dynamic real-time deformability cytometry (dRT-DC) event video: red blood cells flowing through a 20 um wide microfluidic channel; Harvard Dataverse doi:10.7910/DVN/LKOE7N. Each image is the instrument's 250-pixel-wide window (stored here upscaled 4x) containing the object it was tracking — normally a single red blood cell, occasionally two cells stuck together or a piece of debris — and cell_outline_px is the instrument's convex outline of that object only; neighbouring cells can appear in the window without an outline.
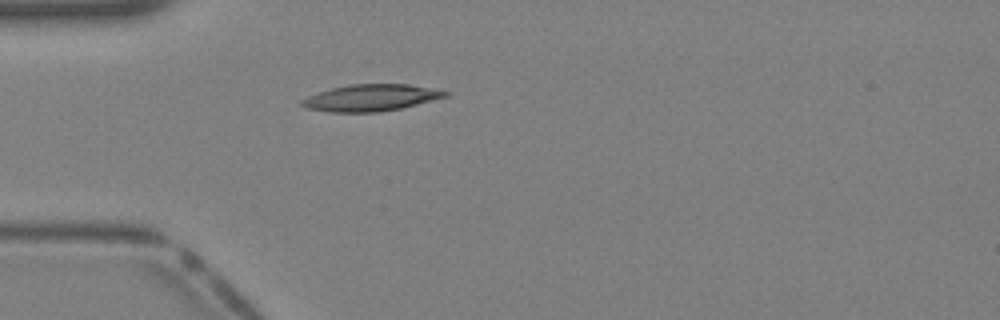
{"species": "Egyptian fruit bat (a non-hibernating species)", "species_latin": "Rousettus aegyptiacus", "temperature_condition": "warm", "stored_images_in_passage": 29, "camera_frame_rate_fps": 3000, "um_per_image_px": 0.085, "animal": {"sex": "female"}, "frame": {"image": 1, "passage_image": 1, "time_ms": 0.0, "image_size_px": [1000, 320], "cell_outline_px": [[452, 92], [448, 96], [400, 108], [380, 112], [328, 112], [304, 108], [300, 104], [300, 100], [308, 96], [332, 88], [352, 84], [408, 84]], "centroid_in_image_um": [31.5, 8.31], "position_along_channel_um": 53.5, "area_um2": 22.2}}
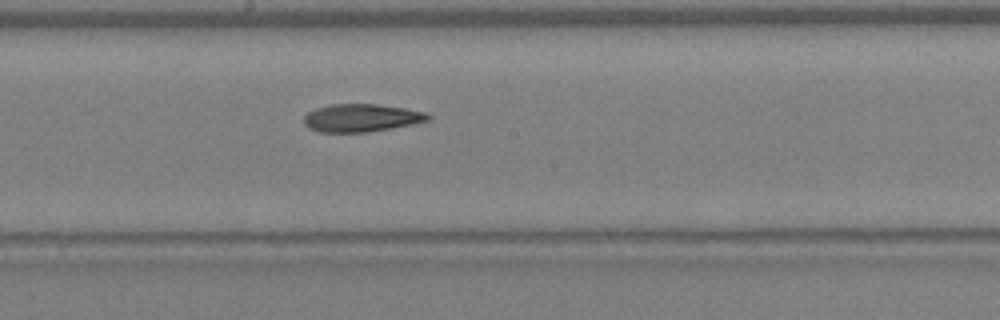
{"frame": {"image": 2, "passage_image": 11, "time_ms": 3.333, "image_size_px": [1000, 320], "cell_outline_px": [[432, 116], [428, 120], [388, 128], [364, 132], [320, 132], [304, 124], [304, 116], [308, 112], [316, 108], [332, 104], [376, 104], [404, 108], [424, 112]], "centroid_in_image_um": [30.67, 10.01], "position_along_channel_um": 217.5, "area_um2": 19.65}}
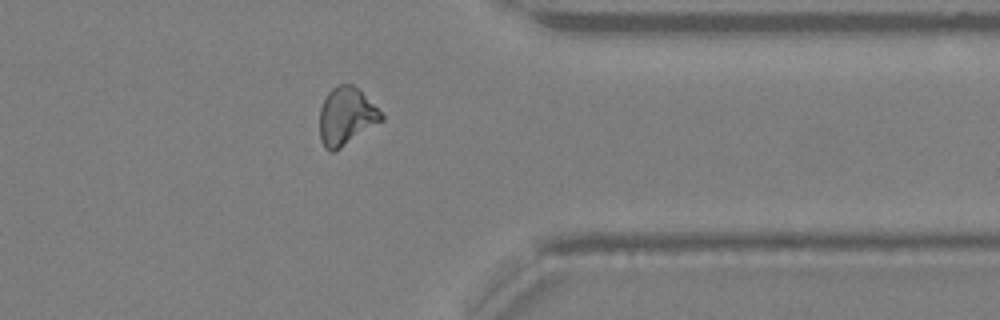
{"frame": {"image": 3, "passage_image": 21, "time_ms": 6.667, "image_size_px": [1000, 320], "cell_outline_px": [[384, 120], [340, 148], [332, 152], [324, 148], [320, 140], [320, 108], [328, 92], [332, 88], [340, 84], [352, 84], [384, 116]], "centroid_in_image_um": [29.4, 9.91], "position_along_channel_um": 382.0, "area_um2": 20.35}}